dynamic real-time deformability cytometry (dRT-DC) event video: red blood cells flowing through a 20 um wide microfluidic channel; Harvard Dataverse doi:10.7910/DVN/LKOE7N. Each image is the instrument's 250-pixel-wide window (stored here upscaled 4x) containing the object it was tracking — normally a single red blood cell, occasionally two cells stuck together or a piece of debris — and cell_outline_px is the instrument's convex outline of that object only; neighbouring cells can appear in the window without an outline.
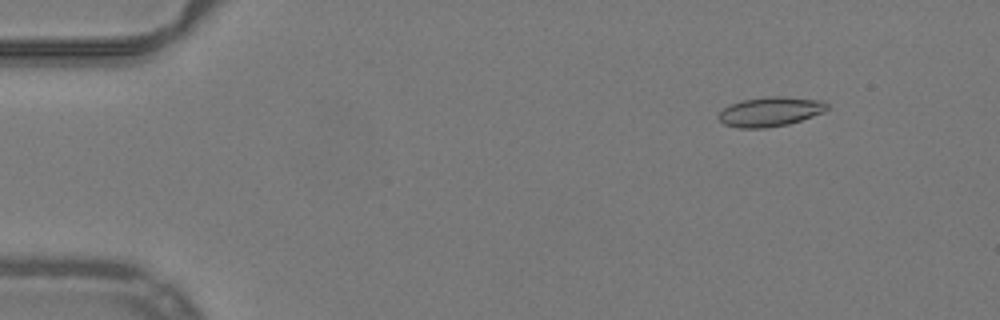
{"species": "common noctule bat (a hibernating species)", "species_latin": "Nyctalus noctula", "temperature_condition": "warm", "stored_images_in_passage": 52, "camera_frame_rate_fps": 3000, "um_per_image_px": 0.085, "animal": {"sex": "male", "body_mass_g": 19.2, "forearm_length_mm": 51.8}, "frame": {"image": 1, "passage_image": 6, "time_ms": 1.667, "image_size_px": [1000, 320], "cell_outline_px": [[828, 108], [824, 112], [788, 124], [764, 128], [740, 128], [724, 124], [716, 116], [724, 108], [732, 104], [744, 100], [772, 96], [784, 96], [824, 100], [828, 104]], "centroid_in_image_um": [65.5, 9.49], "position_along_channel_um": 19.5, "area_um2": 18.55}}
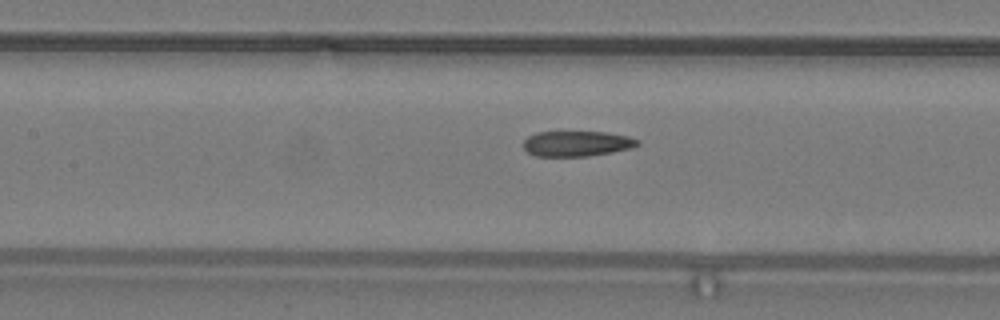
{"frame": {"image": 2, "passage_image": 24, "time_ms": 7.667, "image_size_px": [1000, 320], "cell_outline_px": [[640, 144], [632, 148], [612, 152], [588, 156], [536, 156], [528, 152], [524, 148], [524, 140], [528, 136], [536, 132], [604, 132], [628, 136], [640, 140]], "centroid_in_image_um": [49.05, 12.2], "position_along_channel_um": 158.4, "area_um2": 16.88}}
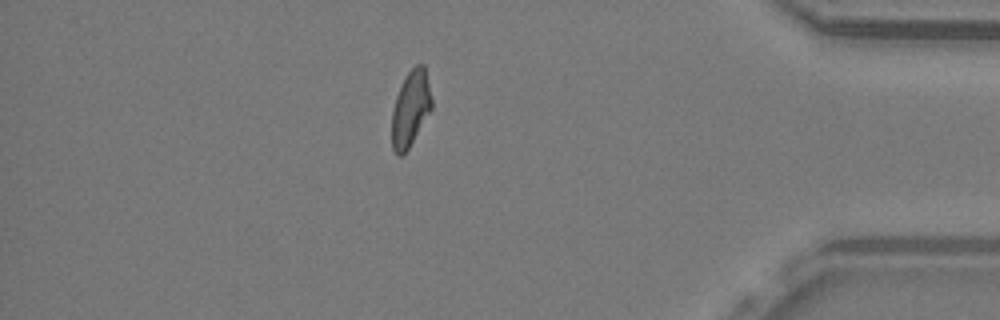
{"frame": {"image": 3, "passage_image": 45, "time_ms": 14.667, "image_size_px": [1000, 320], "cell_outline_px": [[432, 108], [408, 148], [400, 156], [396, 156], [392, 148], [392, 108], [396, 96], [408, 72], [416, 64], [424, 64], [432, 100]], "centroid_in_image_um": [34.89, 9.23], "position_along_channel_um": 400.3, "area_um2": 17.28}, "authors_computed_cell_mechanics": {"area_um2": 17.9758, "velocity_mm_per_s": 4.0024, "shape_relaxation_time_tau1_ms": null, "shape_relaxation_time_tau2_ms": 2.4378, "deformation_change_tau1": null, "deformation_change_tau2": 0.1001}}